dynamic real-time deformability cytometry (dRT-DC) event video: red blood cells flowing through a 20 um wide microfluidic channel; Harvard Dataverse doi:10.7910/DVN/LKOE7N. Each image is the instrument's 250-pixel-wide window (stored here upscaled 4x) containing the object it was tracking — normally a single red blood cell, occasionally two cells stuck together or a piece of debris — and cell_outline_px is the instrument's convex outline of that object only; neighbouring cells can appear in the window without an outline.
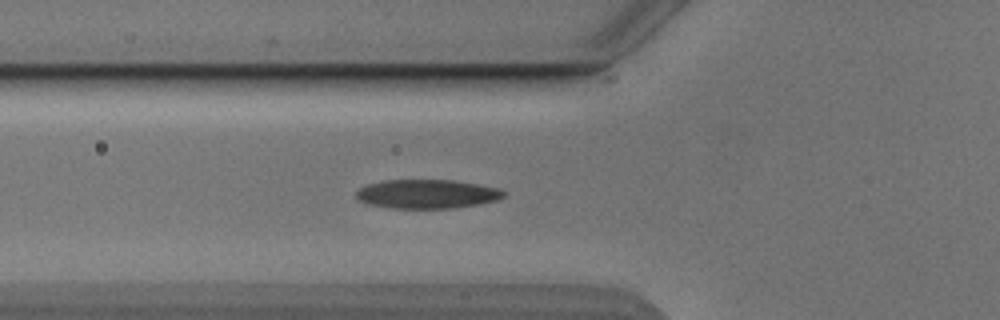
{"species": "Egyptian fruit bat (a non-hibernating species)", "species_latin": "Rousettus aegyptiacus", "temperature_condition": "cold", "stored_images_in_passage": 36, "camera_frame_rate_fps": 3000, "um_per_image_px": 0.085, "animal": {"sex": "male"}, "frame": {"image": 1, "passage_image": 2, "time_ms": 0.333, "image_size_px": [1000, 320], "cell_outline_px": [[504, 196], [496, 200], [480, 204], [456, 208], [388, 208], [368, 204], [360, 200], [356, 196], [356, 192], [360, 188], [368, 184], [384, 180], [452, 180], [476, 184], [496, 188], [504, 192]], "centroid_in_image_um": [36.27, 16.49], "position_along_channel_um": 89.5, "area_um2": 24.74}}
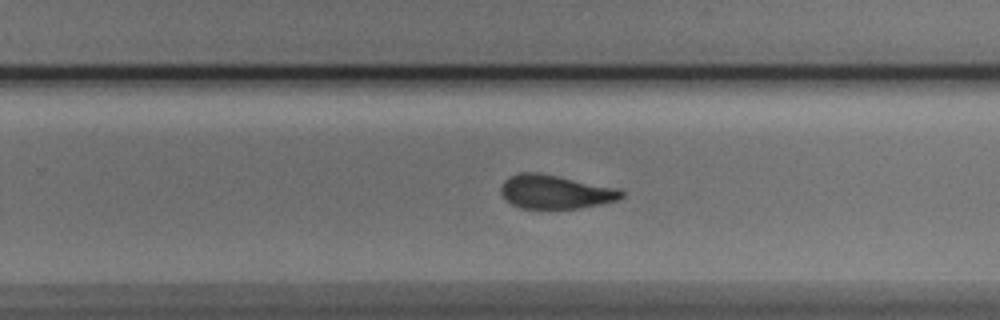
{"frame": {"image": 2, "passage_image": 17, "time_ms": 5.333, "image_size_px": [1000, 320], "cell_outline_px": [[624, 196], [616, 200], [600, 204], [580, 208], [520, 208], [504, 200], [500, 192], [500, 188], [504, 180], [508, 176], [520, 172], [540, 172], [620, 188], [624, 192]], "centroid_in_image_um": [47.18, 16.29], "position_along_channel_um": 282.6, "area_um2": 24.04}}
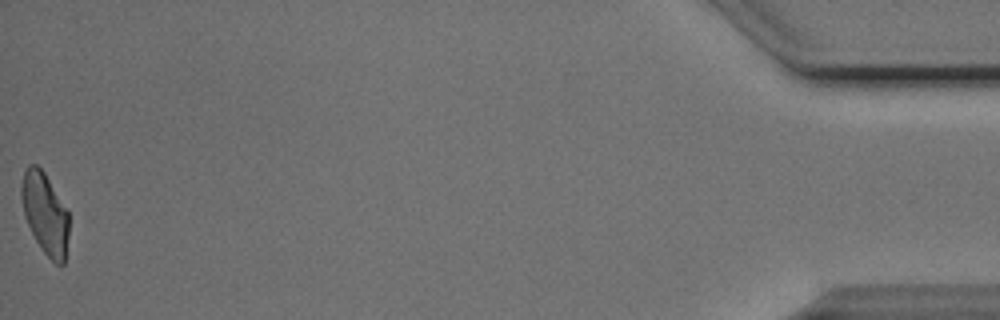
{"frame": {"image": 3, "passage_image": 36, "time_ms": 11.667, "image_size_px": [1000, 320], "cell_outline_px": [[68, 236], [64, 264], [56, 264], [44, 252], [36, 240], [24, 216], [20, 196], [20, 184], [24, 172], [28, 164], [36, 164], [44, 172], [68, 212]], "centroid_in_image_um": [3.8, 18.12], "position_along_channel_um": 431.4, "area_um2": 22.31}}